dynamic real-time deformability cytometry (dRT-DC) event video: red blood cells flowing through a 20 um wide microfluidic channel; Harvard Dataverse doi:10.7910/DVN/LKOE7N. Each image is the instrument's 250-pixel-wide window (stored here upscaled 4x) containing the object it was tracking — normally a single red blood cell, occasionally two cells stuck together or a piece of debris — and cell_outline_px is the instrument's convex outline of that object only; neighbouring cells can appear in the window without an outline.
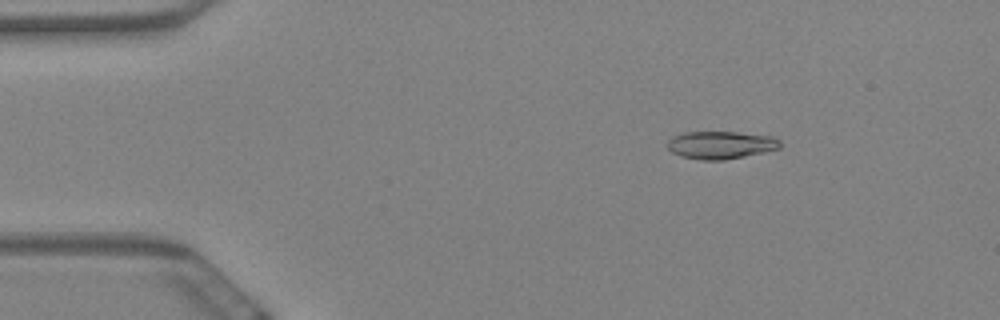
{"species": "Egyptian fruit bat (a non-hibernating species)", "species_latin": "Rousettus aegyptiacus", "temperature_condition": "warm", "stored_images_in_passage": 51, "camera_frame_rate_fps": 3000, "um_per_image_px": 0.085, "animal": {"sex": "female"}, "frame": {"image": 1, "passage_image": 1, "time_ms": 0.0, "image_size_px": [1000, 320], "cell_outline_px": [[780, 148], [764, 152], [724, 160], [704, 160], [680, 156], [672, 152], [668, 148], [668, 140], [672, 136], [684, 132], [736, 132], [772, 136], [780, 140]], "centroid_in_image_um": [61.25, 12.32], "position_along_channel_um": 23.7, "area_um2": 18.15}}
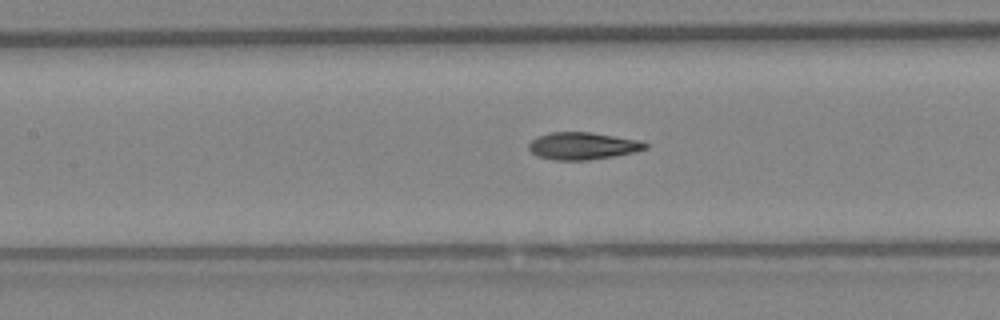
{"frame": {"image": 2, "passage_image": 19, "time_ms": 6.0, "image_size_px": [1000, 320], "cell_outline_px": [[648, 148], [632, 152], [612, 156], [588, 160], [556, 160], [536, 156], [528, 148], [528, 144], [536, 136], [548, 132], [592, 132], [640, 140], [648, 144]], "centroid_in_image_um": [49.5, 12.39], "position_along_channel_um": 157.9, "area_um2": 18.55}}
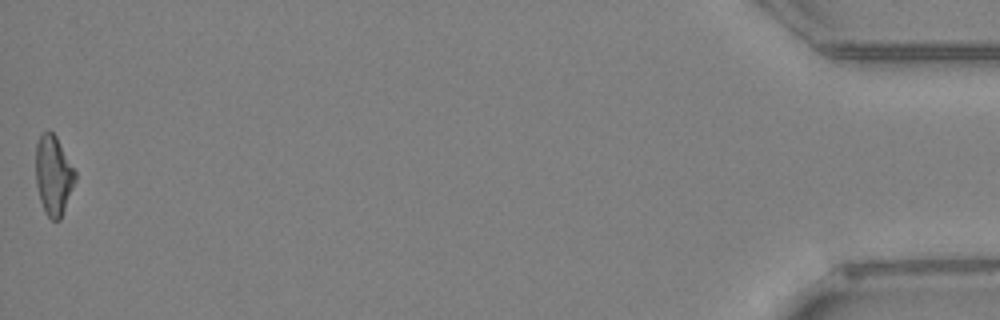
{"frame": {"image": 3, "passage_image": 51, "time_ms": 16.667, "image_size_px": [1000, 320], "cell_outline_px": [[76, 180], [60, 220], [52, 220], [44, 212], [40, 200], [36, 184], [36, 144], [40, 132], [48, 128], [56, 136], [76, 172]], "centroid_in_image_um": [4.53, 14.87], "position_along_channel_um": 430.7, "area_um2": 18.44}, "authors_computed_cell_mechanics": {"area_um2": 18.4382, "velocity_mm_per_s": 3.4864, "shape_relaxation_time_tau1_ms": 9.4502, "shape_relaxation_time_tau2_ms": 2.8041, "deformation_change_tau1": 0.236, "deformation_change_tau2": 0.101}}